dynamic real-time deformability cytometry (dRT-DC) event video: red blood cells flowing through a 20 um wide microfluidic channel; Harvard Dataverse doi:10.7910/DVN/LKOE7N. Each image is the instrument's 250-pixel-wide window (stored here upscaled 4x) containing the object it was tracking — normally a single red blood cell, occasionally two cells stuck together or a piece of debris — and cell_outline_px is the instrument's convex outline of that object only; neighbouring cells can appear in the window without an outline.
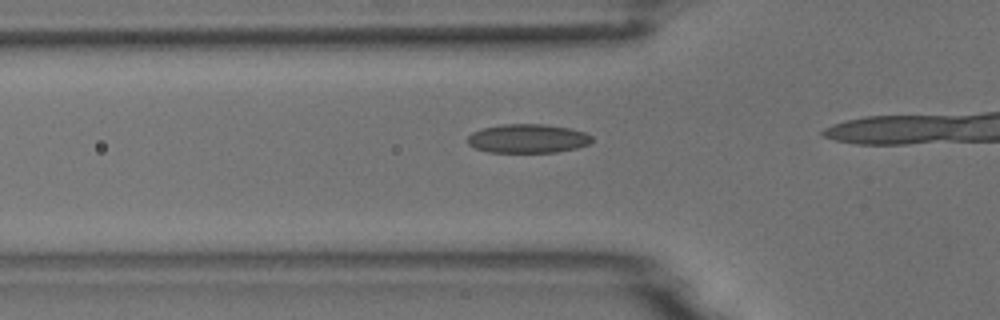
{"species": "common noctule bat (a hibernating species)", "species_latin": "Nyctalus noctula", "temperature_condition": "room temperature", "stored_images_in_passage": 9, "camera_frame_rate_fps": 3000, "um_per_image_px": 0.085, "animal": {"sex": "male", "body_mass_g": 18.8}, "frame": {"image": 1, "passage_image": 7, "time_ms": 7.0, "image_size_px": [1000, 320], "cell_outline_px": [[592, 140], [588, 144], [576, 148], [556, 152], [488, 152], [476, 148], [468, 144], [468, 136], [472, 132], [484, 128], [500, 124], [544, 124], [568, 128], [584, 132], [592, 136]], "centroid_in_image_um": [44.85, 11.77], "position_along_channel_um": 81.0, "area_um2": 20.81}}